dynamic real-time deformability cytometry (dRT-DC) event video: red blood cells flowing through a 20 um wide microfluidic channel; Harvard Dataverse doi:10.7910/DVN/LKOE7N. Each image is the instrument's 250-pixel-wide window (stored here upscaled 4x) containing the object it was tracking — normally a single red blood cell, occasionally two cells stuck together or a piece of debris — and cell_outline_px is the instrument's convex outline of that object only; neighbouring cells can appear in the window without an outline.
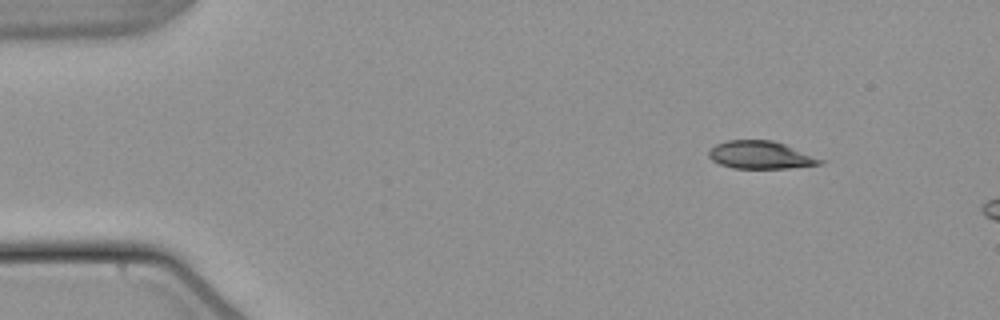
{"species": "common noctule bat (a hibernating species)", "species_latin": "Nyctalus noctula", "temperature_condition": "warm", "stored_images_in_passage": 9, "camera_frame_rate_fps": 3000, "um_per_image_px": 0.085, "animal": {"sex": "male", "body_mass_g": 21.5, "forearm_length_mm": 52.0}, "frame": {"image": 1, "passage_image": 1, "time_ms": 0.0, "image_size_px": [1000, 320], "cell_outline_px": [[824, 160], [820, 164], [788, 168], [732, 168], [720, 164], [712, 160], [708, 156], [708, 152], [716, 144], [728, 140], [772, 140], [784, 144]], "centroid_in_image_um": [64.61, 13.17], "position_along_channel_um": 20.4, "area_um2": 17.74}}